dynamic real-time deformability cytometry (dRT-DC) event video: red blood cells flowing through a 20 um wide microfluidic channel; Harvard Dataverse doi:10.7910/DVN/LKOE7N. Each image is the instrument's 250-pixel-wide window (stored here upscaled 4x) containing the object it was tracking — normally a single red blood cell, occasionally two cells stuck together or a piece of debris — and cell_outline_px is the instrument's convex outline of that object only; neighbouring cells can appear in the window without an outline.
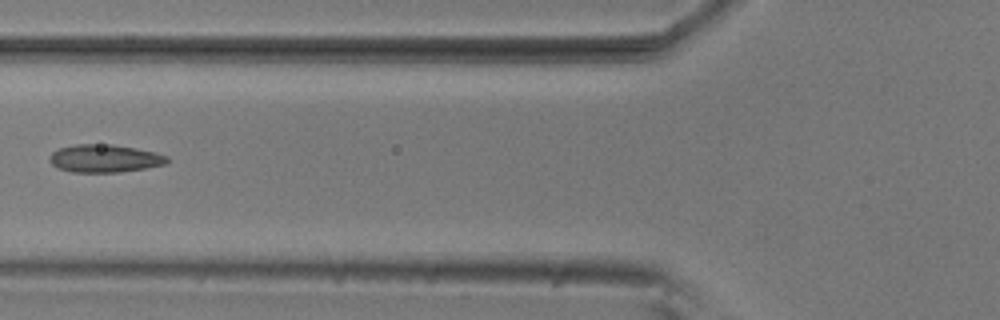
{"species": "common noctule bat (a hibernating species)", "species_latin": "Nyctalus noctula", "temperature_condition": "room temperature", "stored_images_in_passage": 7, "camera_frame_rate_fps": 3000, "um_per_image_px": 0.085, "animal": {"sex": "male", "body_mass_g": 20.5, "forearm_length_mm": 52.5}, "frame": {"image": 1, "passage_image": 6, "time_ms": 1.667, "image_size_px": [1000, 320], "cell_outline_px": [[168, 160], [164, 164], [144, 168], [120, 172], [72, 172], [56, 168], [48, 160], [48, 156], [52, 152], [60, 148], [76, 144], [112, 144], [136, 148], [156, 152], [168, 156]], "centroid_in_image_um": [8.85, 13.46], "position_along_channel_um": 116.9, "area_um2": 19.13}}
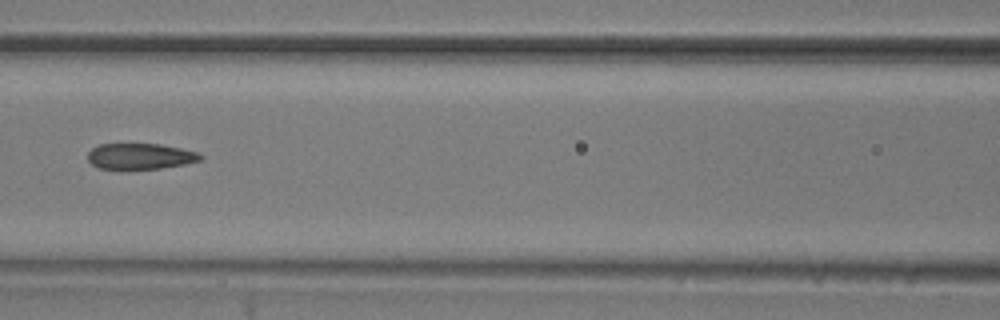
{"frame": {"image": 2, "passage_image": 7, "time_ms": 2.0, "image_size_px": [1000, 320], "cell_outline_px": [[204, 156], [200, 160], [184, 164], [160, 168], [100, 168], [92, 164], [88, 160], [88, 152], [92, 148], [100, 144], [160, 144], [180, 148], [196, 152]], "centroid_in_image_um": [11.92, 13.27], "position_along_channel_um": 154.7, "area_um2": 16.65}}